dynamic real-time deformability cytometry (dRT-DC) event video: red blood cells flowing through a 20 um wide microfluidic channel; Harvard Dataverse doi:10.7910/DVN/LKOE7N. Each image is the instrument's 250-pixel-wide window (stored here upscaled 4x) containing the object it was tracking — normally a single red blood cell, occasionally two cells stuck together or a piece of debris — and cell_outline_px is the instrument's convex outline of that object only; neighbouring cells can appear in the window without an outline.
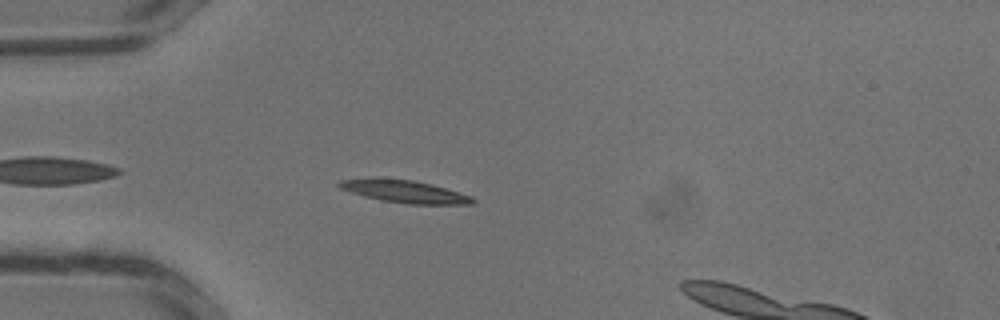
{"species": "common noctule bat (a hibernating species)", "species_latin": "Nyctalus noctula", "temperature_condition": "warm", "stored_images_in_passage": 24, "camera_frame_rate_fps": 3000, "um_per_image_px": 0.085, "animal": {"sex": "male", "body_mass_g": 13.3}, "frame": {"image": 1, "passage_image": 2, "time_ms": 0.333, "image_size_px": [1000, 320], "cell_outline_px": [[476, 204], [404, 204], [380, 200], [364, 196], [340, 188], [336, 184], [336, 180], [376, 176], [412, 180], [432, 184], [472, 196], [476, 200]], "centroid_in_image_um": [34.33, 16.25], "position_along_channel_um": 50.7, "area_um2": 18.03}}
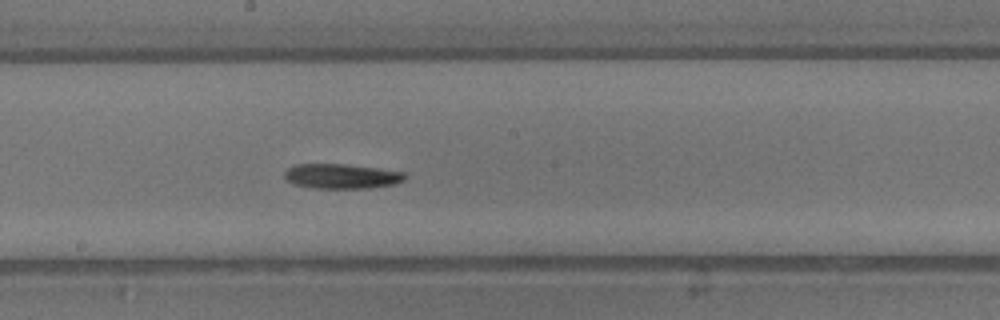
{"frame": {"image": 2, "passage_image": 11, "time_ms": 3.333, "image_size_px": [1000, 320], "cell_outline_px": [[408, 176], [404, 180], [396, 184], [372, 188], [312, 188], [292, 184], [284, 176], [284, 172], [292, 164], [344, 164], [376, 168], [404, 172]], "centroid_in_image_um": [29.03, 14.98], "position_along_channel_um": 219.2, "area_um2": 17.57}}
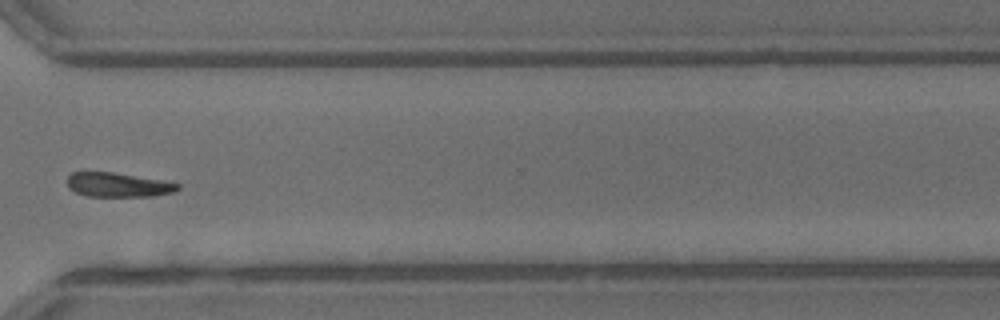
{"frame": {"image": 3, "passage_image": 18, "time_ms": 5.667, "image_size_px": [1000, 320], "cell_outline_px": [[180, 188], [176, 192], [152, 196], [84, 196], [68, 188], [68, 176], [72, 172], [84, 168], [112, 172], [164, 180], [180, 184]], "centroid_in_image_um": [9.98, 15.67], "position_along_channel_um": 360.6, "area_um2": 16.3}}